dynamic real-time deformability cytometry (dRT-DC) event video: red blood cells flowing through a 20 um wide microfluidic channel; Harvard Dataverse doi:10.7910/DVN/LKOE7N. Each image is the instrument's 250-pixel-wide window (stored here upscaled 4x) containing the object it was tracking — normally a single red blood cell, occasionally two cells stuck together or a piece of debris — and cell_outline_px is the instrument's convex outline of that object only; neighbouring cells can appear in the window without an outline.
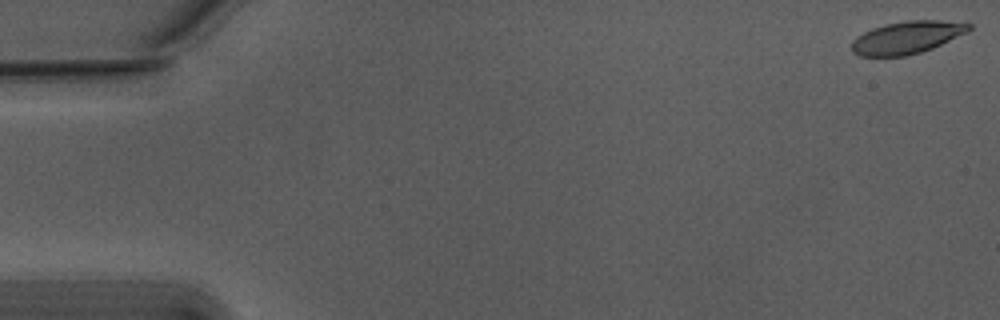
{"species": "Egyptian fruit bat (a non-hibernating species)", "species_latin": "Rousettus aegyptiacus", "temperature_condition": "warm", "stored_images_in_passage": 52, "camera_frame_rate_fps": 3000, "um_per_image_px": 0.085, "animal": {"sex": "male"}, "frame": {"image": 1, "passage_image": 1, "time_ms": 0.0, "image_size_px": [1000, 320], "cell_outline_px": [[972, 28], [968, 32], [932, 48], [920, 52], [904, 56], [860, 56], [852, 52], [852, 40], [856, 36], [872, 28], [884, 24], [908, 20], [968, 20], [972, 24]], "centroid_in_image_um": [77.16, 3.15], "position_along_channel_um": 7.8, "area_um2": 22.6}}
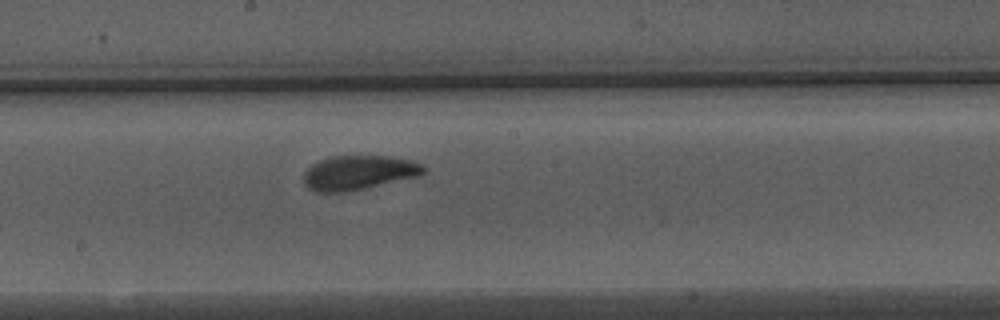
{"frame": {"image": 2, "passage_image": 30, "time_ms": 9.667, "image_size_px": [1000, 320], "cell_outline_px": [[428, 168], [420, 176], [364, 188], [344, 192], [316, 192], [308, 188], [304, 184], [304, 172], [312, 164], [320, 160], [332, 156], [388, 156], [412, 160], [424, 164]], "centroid_in_image_um": [30.52, 14.67], "position_along_channel_um": 217.7, "area_um2": 24.1}}
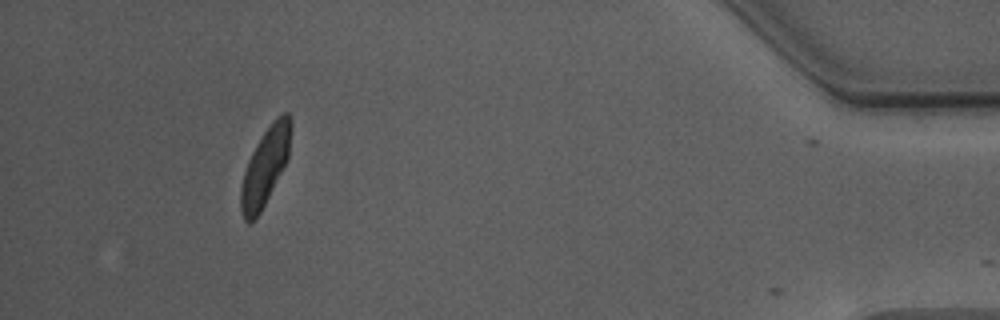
{"frame": {"image": 3, "passage_image": 51, "time_ms": 16.667, "image_size_px": [1000, 320], "cell_outline_px": [[292, 128], [288, 156], [260, 212], [248, 224], [244, 220], [240, 208], [240, 188], [244, 172], [248, 160], [256, 144], [264, 132], [276, 116], [284, 112], [288, 112], [292, 120]], "centroid_in_image_um": [22.53, 14.1], "position_along_channel_um": 412.7, "area_um2": 22.14}, "authors_computed_cell_mechanics": {"area_um2": 23.2645, "velocity_mm_per_s": 3.7278, "shape_relaxation_time_tau1_ms": 2.8373, "shape_relaxation_time_tau2_ms": 0.9365, "deformation_change_tau1": 0.1412, "deformation_change_tau2": 0.0637}}